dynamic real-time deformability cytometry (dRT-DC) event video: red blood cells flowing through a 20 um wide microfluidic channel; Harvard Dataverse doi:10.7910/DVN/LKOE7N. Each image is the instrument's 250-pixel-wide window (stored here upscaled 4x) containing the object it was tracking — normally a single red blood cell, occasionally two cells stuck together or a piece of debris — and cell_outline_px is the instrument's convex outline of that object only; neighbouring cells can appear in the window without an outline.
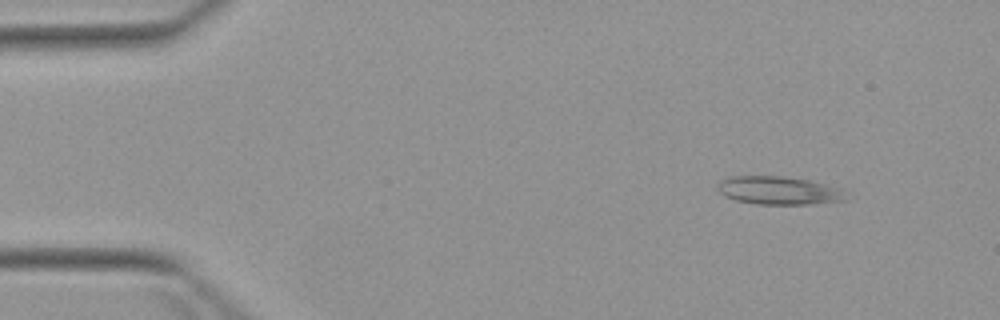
{"species": "Egyptian fruit bat (a non-hibernating species)", "species_latin": "Rousettus aegyptiacus", "temperature_condition": "warm", "stored_images_in_passage": 4, "camera_frame_rate_fps": 3000, "um_per_image_px": 0.085, "animal": {"sex": "female"}, "frame": {"image": 1, "passage_image": 1, "time_ms": 0.0, "image_size_px": [1000, 320], "cell_outline_px": [[848, 200], [812, 204], [756, 204], [736, 200], [724, 196], [716, 188], [720, 180], [728, 176], [784, 176], [808, 180], [840, 188]], "centroid_in_image_um": [66.16, 16.19], "position_along_channel_um": 18.8, "area_um2": 21.1}}
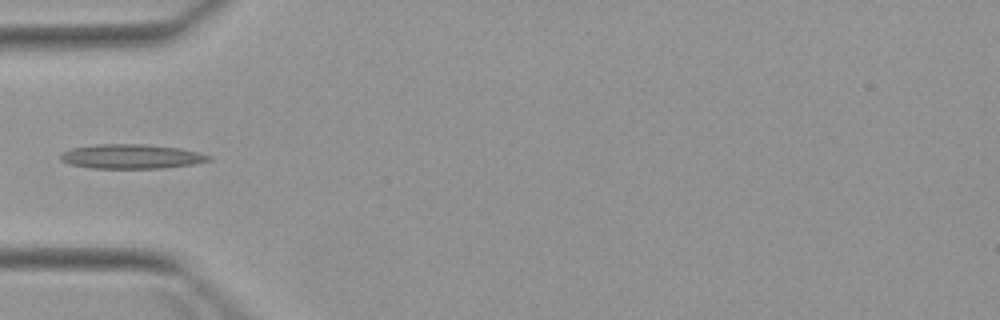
{"frame": {"image": 2, "passage_image": 4, "time_ms": 3.667, "image_size_px": [1000, 320], "cell_outline_px": [[212, 160], [192, 164], [164, 168], [92, 168], [68, 164], [60, 160], [60, 152], [72, 148], [96, 144], [148, 144], [180, 148], [212, 156]], "centroid_in_image_um": [11.13, 13.29], "position_along_channel_um": 73.9, "area_um2": 21.21}}